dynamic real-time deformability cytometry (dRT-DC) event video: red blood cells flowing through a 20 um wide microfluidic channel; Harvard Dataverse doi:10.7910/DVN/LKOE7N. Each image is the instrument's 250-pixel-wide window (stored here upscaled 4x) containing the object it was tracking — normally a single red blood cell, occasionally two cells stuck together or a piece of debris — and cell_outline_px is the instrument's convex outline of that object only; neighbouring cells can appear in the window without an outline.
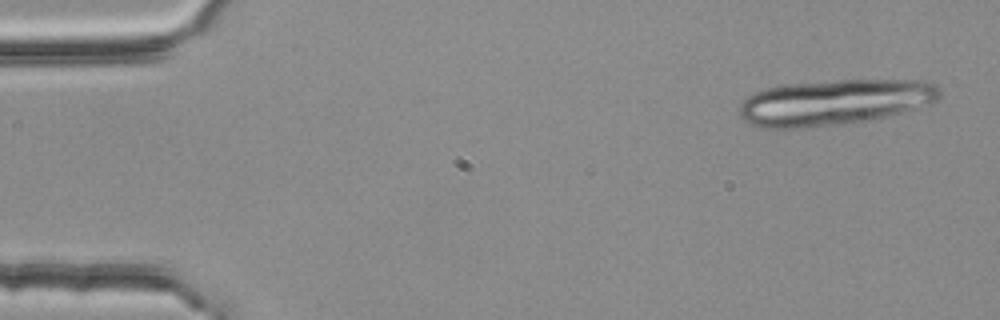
{"species": "common noctule bat (a hibernating species)", "species_latin": "Nyctalus noctula", "temperature_condition": "room temperature", "stored_images_in_passage": 5, "camera_frame_rate_fps": 3000, "um_per_image_px": 0.085, "animal": {"sex": "female", "body_mass_g": 25.1}, "frame": {"image": 1, "passage_image": 1, "time_ms": 0.0, "image_size_px": [1000, 320], "cell_outline_px": [[940, 96], [936, 100], [916, 108], [868, 120], [840, 124], [804, 128], [764, 128], [748, 124], [740, 116], [740, 104], [748, 96], [764, 88], [784, 84], [836, 80], [924, 80], [936, 84], [940, 88]], "centroid_in_image_um": [70.89, 8.68], "position_along_channel_um": 14.1, "area_um2": 53.23}}